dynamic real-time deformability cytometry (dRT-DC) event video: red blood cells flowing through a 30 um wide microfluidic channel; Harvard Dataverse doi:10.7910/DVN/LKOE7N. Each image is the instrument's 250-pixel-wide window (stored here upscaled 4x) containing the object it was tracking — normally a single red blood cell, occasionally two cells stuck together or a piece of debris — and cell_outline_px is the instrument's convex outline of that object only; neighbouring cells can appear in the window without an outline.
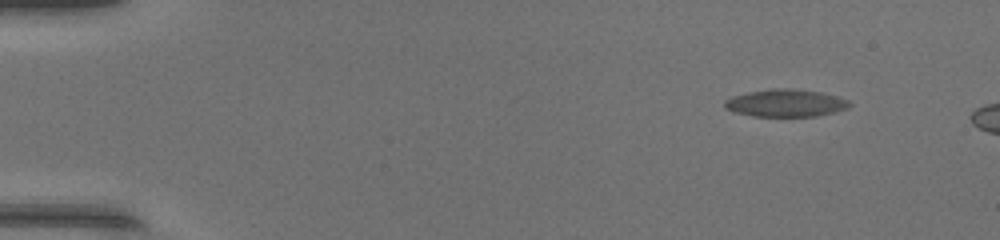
{"species": "common noctule bat (a hibernating species)", "species_latin": "Nyctalus noctula", "temperature_condition": "warm", "stored_images_in_passage": 6, "camera_frame_rate_fps": 3000, "um_per_image_px": 0.085, "animal": {"sex": "female", "body_mass_g": 17.0, "forearm_length_mm": 48.0}, "frame": {"image": 1, "passage_image": 1, "time_ms": 0.0, "image_size_px": [1000, 240], "cell_outline_px": [[852, 104], [848, 108], [836, 112], [816, 116], [756, 116], [736, 112], [728, 108], [724, 104], [724, 100], [732, 96], [748, 92], [772, 88], [788, 88], [820, 92], [836, 96], [848, 100]], "centroid_in_image_um": [66.82, 8.75], "position_along_channel_um": 18.2, "area_um2": 19.83}}